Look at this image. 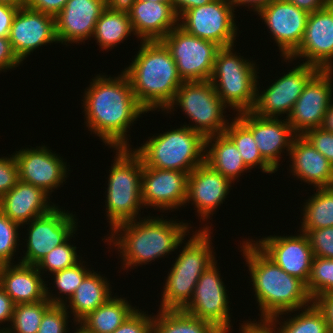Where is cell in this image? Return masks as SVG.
Here are the masks:
<instances>
[{
  "label": "cell",
  "mask_w": 333,
  "mask_h": 333,
  "mask_svg": "<svg viewBox=\"0 0 333 333\" xmlns=\"http://www.w3.org/2000/svg\"><path fill=\"white\" fill-rule=\"evenodd\" d=\"M97 74L83 95L88 130L110 148H130V126L147 111L138 103L126 74ZM129 129V130H128Z\"/></svg>",
  "instance_id": "obj_1"
},
{
  "label": "cell",
  "mask_w": 333,
  "mask_h": 333,
  "mask_svg": "<svg viewBox=\"0 0 333 333\" xmlns=\"http://www.w3.org/2000/svg\"><path fill=\"white\" fill-rule=\"evenodd\" d=\"M241 252L250 272L255 300L261 312V320L247 322L265 323L271 318L309 306L313 303L306 283L287 274L269 259L252 239L240 243ZM256 321V322H255Z\"/></svg>",
  "instance_id": "obj_2"
},
{
  "label": "cell",
  "mask_w": 333,
  "mask_h": 333,
  "mask_svg": "<svg viewBox=\"0 0 333 333\" xmlns=\"http://www.w3.org/2000/svg\"><path fill=\"white\" fill-rule=\"evenodd\" d=\"M179 222V223H178ZM188 223L168 220L163 217L145 216L114 227L105 242L117 247L125 270L142 266L171 254L190 233ZM119 233V234H118ZM116 236V237H115ZM181 244V245H180ZM120 249V250H119Z\"/></svg>",
  "instance_id": "obj_3"
},
{
  "label": "cell",
  "mask_w": 333,
  "mask_h": 333,
  "mask_svg": "<svg viewBox=\"0 0 333 333\" xmlns=\"http://www.w3.org/2000/svg\"><path fill=\"white\" fill-rule=\"evenodd\" d=\"M139 51L122 70L138 103L148 111L163 112L183 84L170 51L161 40L140 41Z\"/></svg>",
  "instance_id": "obj_4"
},
{
  "label": "cell",
  "mask_w": 333,
  "mask_h": 333,
  "mask_svg": "<svg viewBox=\"0 0 333 333\" xmlns=\"http://www.w3.org/2000/svg\"><path fill=\"white\" fill-rule=\"evenodd\" d=\"M211 227L205 225L192 231V236L182 246L167 274L159 310H182L192 299L201 274L216 260L210 240Z\"/></svg>",
  "instance_id": "obj_5"
},
{
  "label": "cell",
  "mask_w": 333,
  "mask_h": 333,
  "mask_svg": "<svg viewBox=\"0 0 333 333\" xmlns=\"http://www.w3.org/2000/svg\"><path fill=\"white\" fill-rule=\"evenodd\" d=\"M115 150L105 192V211L111 230L121 223L138 220L139 211L144 208L141 201L144 163L132 147Z\"/></svg>",
  "instance_id": "obj_6"
},
{
  "label": "cell",
  "mask_w": 333,
  "mask_h": 333,
  "mask_svg": "<svg viewBox=\"0 0 333 333\" xmlns=\"http://www.w3.org/2000/svg\"><path fill=\"white\" fill-rule=\"evenodd\" d=\"M156 135L133 149L145 166L191 173L205 162V138L184 124Z\"/></svg>",
  "instance_id": "obj_7"
},
{
  "label": "cell",
  "mask_w": 333,
  "mask_h": 333,
  "mask_svg": "<svg viewBox=\"0 0 333 333\" xmlns=\"http://www.w3.org/2000/svg\"><path fill=\"white\" fill-rule=\"evenodd\" d=\"M235 46L221 47L215 58L210 82L227 107L237 113L251 111L259 86L256 63L237 55Z\"/></svg>",
  "instance_id": "obj_8"
},
{
  "label": "cell",
  "mask_w": 333,
  "mask_h": 333,
  "mask_svg": "<svg viewBox=\"0 0 333 333\" xmlns=\"http://www.w3.org/2000/svg\"><path fill=\"white\" fill-rule=\"evenodd\" d=\"M177 105L193 122V125L189 123L184 126L200 133L204 138L223 134L229 124V120L223 115L227 106L216 94L209 80L183 82L164 113L174 111Z\"/></svg>",
  "instance_id": "obj_9"
},
{
  "label": "cell",
  "mask_w": 333,
  "mask_h": 333,
  "mask_svg": "<svg viewBox=\"0 0 333 333\" xmlns=\"http://www.w3.org/2000/svg\"><path fill=\"white\" fill-rule=\"evenodd\" d=\"M171 53L184 82L210 80L220 47L177 26L161 40Z\"/></svg>",
  "instance_id": "obj_10"
},
{
  "label": "cell",
  "mask_w": 333,
  "mask_h": 333,
  "mask_svg": "<svg viewBox=\"0 0 333 333\" xmlns=\"http://www.w3.org/2000/svg\"><path fill=\"white\" fill-rule=\"evenodd\" d=\"M229 0L210 3L187 10L178 18V26L190 35L216 43L220 48L234 46L238 27Z\"/></svg>",
  "instance_id": "obj_11"
},
{
  "label": "cell",
  "mask_w": 333,
  "mask_h": 333,
  "mask_svg": "<svg viewBox=\"0 0 333 333\" xmlns=\"http://www.w3.org/2000/svg\"><path fill=\"white\" fill-rule=\"evenodd\" d=\"M68 212L55 206L48 213L26 223L29 225L25 239L27 250L18 262L36 266L53 248L77 231L78 220L75 214Z\"/></svg>",
  "instance_id": "obj_12"
},
{
  "label": "cell",
  "mask_w": 333,
  "mask_h": 333,
  "mask_svg": "<svg viewBox=\"0 0 333 333\" xmlns=\"http://www.w3.org/2000/svg\"><path fill=\"white\" fill-rule=\"evenodd\" d=\"M216 265L215 260L201 274L192 299L182 310L201 320L211 322L222 333H230L233 325L230 323L229 297L226 292L228 290Z\"/></svg>",
  "instance_id": "obj_13"
},
{
  "label": "cell",
  "mask_w": 333,
  "mask_h": 333,
  "mask_svg": "<svg viewBox=\"0 0 333 333\" xmlns=\"http://www.w3.org/2000/svg\"><path fill=\"white\" fill-rule=\"evenodd\" d=\"M298 63L266 90H258L260 86L256 88L252 113L265 118H280L278 116L286 113V118L288 117L308 80L319 70L315 66Z\"/></svg>",
  "instance_id": "obj_14"
},
{
  "label": "cell",
  "mask_w": 333,
  "mask_h": 333,
  "mask_svg": "<svg viewBox=\"0 0 333 333\" xmlns=\"http://www.w3.org/2000/svg\"><path fill=\"white\" fill-rule=\"evenodd\" d=\"M333 70H318L307 82L287 122L297 135L313 128H321L333 101Z\"/></svg>",
  "instance_id": "obj_15"
},
{
  "label": "cell",
  "mask_w": 333,
  "mask_h": 333,
  "mask_svg": "<svg viewBox=\"0 0 333 333\" xmlns=\"http://www.w3.org/2000/svg\"><path fill=\"white\" fill-rule=\"evenodd\" d=\"M14 157L19 180L41 188L49 197L66 181L70 171L67 162L45 145L20 149Z\"/></svg>",
  "instance_id": "obj_16"
},
{
  "label": "cell",
  "mask_w": 333,
  "mask_h": 333,
  "mask_svg": "<svg viewBox=\"0 0 333 333\" xmlns=\"http://www.w3.org/2000/svg\"><path fill=\"white\" fill-rule=\"evenodd\" d=\"M304 58L319 70H333V5L309 13L300 46L285 62ZM288 60V61H287Z\"/></svg>",
  "instance_id": "obj_17"
},
{
  "label": "cell",
  "mask_w": 333,
  "mask_h": 333,
  "mask_svg": "<svg viewBox=\"0 0 333 333\" xmlns=\"http://www.w3.org/2000/svg\"><path fill=\"white\" fill-rule=\"evenodd\" d=\"M256 14L267 25L283 58L300 46L309 16L307 11L287 0H273Z\"/></svg>",
  "instance_id": "obj_18"
},
{
  "label": "cell",
  "mask_w": 333,
  "mask_h": 333,
  "mask_svg": "<svg viewBox=\"0 0 333 333\" xmlns=\"http://www.w3.org/2000/svg\"><path fill=\"white\" fill-rule=\"evenodd\" d=\"M252 242L287 274L308 282L314 258L305 233L288 236H267Z\"/></svg>",
  "instance_id": "obj_19"
},
{
  "label": "cell",
  "mask_w": 333,
  "mask_h": 333,
  "mask_svg": "<svg viewBox=\"0 0 333 333\" xmlns=\"http://www.w3.org/2000/svg\"><path fill=\"white\" fill-rule=\"evenodd\" d=\"M189 173L162 170L143 165L141 177V201L144 207L162 212L185 207Z\"/></svg>",
  "instance_id": "obj_20"
},
{
  "label": "cell",
  "mask_w": 333,
  "mask_h": 333,
  "mask_svg": "<svg viewBox=\"0 0 333 333\" xmlns=\"http://www.w3.org/2000/svg\"><path fill=\"white\" fill-rule=\"evenodd\" d=\"M9 41L18 59L23 61L39 47L58 43L55 17L22 7L16 12L9 34Z\"/></svg>",
  "instance_id": "obj_21"
},
{
  "label": "cell",
  "mask_w": 333,
  "mask_h": 333,
  "mask_svg": "<svg viewBox=\"0 0 333 333\" xmlns=\"http://www.w3.org/2000/svg\"><path fill=\"white\" fill-rule=\"evenodd\" d=\"M236 117L252 132L262 158L277 172L281 153L286 149L289 155L297 136L287 119L265 118L251 111L237 113Z\"/></svg>",
  "instance_id": "obj_22"
},
{
  "label": "cell",
  "mask_w": 333,
  "mask_h": 333,
  "mask_svg": "<svg viewBox=\"0 0 333 333\" xmlns=\"http://www.w3.org/2000/svg\"><path fill=\"white\" fill-rule=\"evenodd\" d=\"M106 8L105 0H68L55 16L58 43L79 44L93 38L96 23Z\"/></svg>",
  "instance_id": "obj_23"
},
{
  "label": "cell",
  "mask_w": 333,
  "mask_h": 333,
  "mask_svg": "<svg viewBox=\"0 0 333 333\" xmlns=\"http://www.w3.org/2000/svg\"><path fill=\"white\" fill-rule=\"evenodd\" d=\"M232 182L212 169L207 163L197 166L188 175L186 203L197 209V216L205 221L213 216L217 207L225 202ZM214 212V213H213Z\"/></svg>",
  "instance_id": "obj_24"
},
{
  "label": "cell",
  "mask_w": 333,
  "mask_h": 333,
  "mask_svg": "<svg viewBox=\"0 0 333 333\" xmlns=\"http://www.w3.org/2000/svg\"><path fill=\"white\" fill-rule=\"evenodd\" d=\"M126 10L133 34L141 41L162 40L178 26V16L171 2L133 0Z\"/></svg>",
  "instance_id": "obj_25"
},
{
  "label": "cell",
  "mask_w": 333,
  "mask_h": 333,
  "mask_svg": "<svg viewBox=\"0 0 333 333\" xmlns=\"http://www.w3.org/2000/svg\"><path fill=\"white\" fill-rule=\"evenodd\" d=\"M290 173L314 188L333 187V165L303 136L297 135L289 152Z\"/></svg>",
  "instance_id": "obj_26"
},
{
  "label": "cell",
  "mask_w": 333,
  "mask_h": 333,
  "mask_svg": "<svg viewBox=\"0 0 333 333\" xmlns=\"http://www.w3.org/2000/svg\"><path fill=\"white\" fill-rule=\"evenodd\" d=\"M41 188L22 181L0 198V211L21 227L32 219L48 213L56 204Z\"/></svg>",
  "instance_id": "obj_27"
},
{
  "label": "cell",
  "mask_w": 333,
  "mask_h": 333,
  "mask_svg": "<svg viewBox=\"0 0 333 333\" xmlns=\"http://www.w3.org/2000/svg\"><path fill=\"white\" fill-rule=\"evenodd\" d=\"M45 282L35 265L21 262L0 265V286L14 304L45 300L48 286Z\"/></svg>",
  "instance_id": "obj_28"
},
{
  "label": "cell",
  "mask_w": 333,
  "mask_h": 333,
  "mask_svg": "<svg viewBox=\"0 0 333 333\" xmlns=\"http://www.w3.org/2000/svg\"><path fill=\"white\" fill-rule=\"evenodd\" d=\"M102 276L92 270L69 299V304H64L67 311L74 316L72 320L77 326L90 312H93L112 297V289L108 278Z\"/></svg>",
  "instance_id": "obj_29"
},
{
  "label": "cell",
  "mask_w": 333,
  "mask_h": 333,
  "mask_svg": "<svg viewBox=\"0 0 333 333\" xmlns=\"http://www.w3.org/2000/svg\"><path fill=\"white\" fill-rule=\"evenodd\" d=\"M205 163L233 184L242 176L241 173L250 171L236 145L225 133L205 138Z\"/></svg>",
  "instance_id": "obj_30"
},
{
  "label": "cell",
  "mask_w": 333,
  "mask_h": 333,
  "mask_svg": "<svg viewBox=\"0 0 333 333\" xmlns=\"http://www.w3.org/2000/svg\"><path fill=\"white\" fill-rule=\"evenodd\" d=\"M125 299L110 297L78 323V330L82 333H112L137 309Z\"/></svg>",
  "instance_id": "obj_31"
},
{
  "label": "cell",
  "mask_w": 333,
  "mask_h": 333,
  "mask_svg": "<svg viewBox=\"0 0 333 333\" xmlns=\"http://www.w3.org/2000/svg\"><path fill=\"white\" fill-rule=\"evenodd\" d=\"M133 32L126 8L107 7L99 17L93 37L101 50L113 49Z\"/></svg>",
  "instance_id": "obj_32"
},
{
  "label": "cell",
  "mask_w": 333,
  "mask_h": 333,
  "mask_svg": "<svg viewBox=\"0 0 333 333\" xmlns=\"http://www.w3.org/2000/svg\"><path fill=\"white\" fill-rule=\"evenodd\" d=\"M296 311H299V313L292 315L293 317L289 316L283 322H279L282 315H287L288 313L291 315V313H295ZM300 311L302 312L300 313ZM280 315L264 323L272 333H330L325 316L314 302L307 307Z\"/></svg>",
  "instance_id": "obj_33"
},
{
  "label": "cell",
  "mask_w": 333,
  "mask_h": 333,
  "mask_svg": "<svg viewBox=\"0 0 333 333\" xmlns=\"http://www.w3.org/2000/svg\"><path fill=\"white\" fill-rule=\"evenodd\" d=\"M153 333H222L211 322L183 310H159L153 316Z\"/></svg>",
  "instance_id": "obj_34"
},
{
  "label": "cell",
  "mask_w": 333,
  "mask_h": 333,
  "mask_svg": "<svg viewBox=\"0 0 333 333\" xmlns=\"http://www.w3.org/2000/svg\"><path fill=\"white\" fill-rule=\"evenodd\" d=\"M317 190L303 205L299 231L333 227V187L315 188Z\"/></svg>",
  "instance_id": "obj_35"
},
{
  "label": "cell",
  "mask_w": 333,
  "mask_h": 333,
  "mask_svg": "<svg viewBox=\"0 0 333 333\" xmlns=\"http://www.w3.org/2000/svg\"><path fill=\"white\" fill-rule=\"evenodd\" d=\"M230 122L224 133L236 145L245 166L250 170L259 166L258 169L264 173H275L276 171L262 158L252 132L237 117L232 118Z\"/></svg>",
  "instance_id": "obj_36"
},
{
  "label": "cell",
  "mask_w": 333,
  "mask_h": 333,
  "mask_svg": "<svg viewBox=\"0 0 333 333\" xmlns=\"http://www.w3.org/2000/svg\"><path fill=\"white\" fill-rule=\"evenodd\" d=\"M52 305L47 298L35 303L15 304L11 326L3 327L0 333H37L44 313Z\"/></svg>",
  "instance_id": "obj_37"
},
{
  "label": "cell",
  "mask_w": 333,
  "mask_h": 333,
  "mask_svg": "<svg viewBox=\"0 0 333 333\" xmlns=\"http://www.w3.org/2000/svg\"><path fill=\"white\" fill-rule=\"evenodd\" d=\"M86 263L84 261H80L79 263L71 266L69 268H65L62 271H58L53 273V280H54V288L56 287L58 291V296L52 294L51 290H48L49 287H46V298L53 304V305H64L69 301V299L73 296L78 286L82 283L84 278L91 272V270L85 267ZM64 294V296L62 295ZM61 295V296H60ZM65 301H64V300Z\"/></svg>",
  "instance_id": "obj_38"
},
{
  "label": "cell",
  "mask_w": 333,
  "mask_h": 333,
  "mask_svg": "<svg viewBox=\"0 0 333 333\" xmlns=\"http://www.w3.org/2000/svg\"><path fill=\"white\" fill-rule=\"evenodd\" d=\"M75 233L76 231L64 243L53 248L36 265L42 275L43 273H46V271L51 272L52 274L62 271L63 269L74 266L82 261V257L80 259L77 255V247L68 242L72 239Z\"/></svg>",
  "instance_id": "obj_39"
},
{
  "label": "cell",
  "mask_w": 333,
  "mask_h": 333,
  "mask_svg": "<svg viewBox=\"0 0 333 333\" xmlns=\"http://www.w3.org/2000/svg\"><path fill=\"white\" fill-rule=\"evenodd\" d=\"M306 286L313 300L320 295L333 292V259L314 256Z\"/></svg>",
  "instance_id": "obj_40"
},
{
  "label": "cell",
  "mask_w": 333,
  "mask_h": 333,
  "mask_svg": "<svg viewBox=\"0 0 333 333\" xmlns=\"http://www.w3.org/2000/svg\"><path fill=\"white\" fill-rule=\"evenodd\" d=\"M19 228L18 223L11 221L0 211V265L14 264L13 256L20 245Z\"/></svg>",
  "instance_id": "obj_41"
},
{
  "label": "cell",
  "mask_w": 333,
  "mask_h": 333,
  "mask_svg": "<svg viewBox=\"0 0 333 333\" xmlns=\"http://www.w3.org/2000/svg\"><path fill=\"white\" fill-rule=\"evenodd\" d=\"M68 314L64 305H52L44 313L37 333H67Z\"/></svg>",
  "instance_id": "obj_42"
},
{
  "label": "cell",
  "mask_w": 333,
  "mask_h": 333,
  "mask_svg": "<svg viewBox=\"0 0 333 333\" xmlns=\"http://www.w3.org/2000/svg\"><path fill=\"white\" fill-rule=\"evenodd\" d=\"M300 232L308 236L315 257L333 259V227Z\"/></svg>",
  "instance_id": "obj_43"
},
{
  "label": "cell",
  "mask_w": 333,
  "mask_h": 333,
  "mask_svg": "<svg viewBox=\"0 0 333 333\" xmlns=\"http://www.w3.org/2000/svg\"><path fill=\"white\" fill-rule=\"evenodd\" d=\"M112 333H153V315L136 309Z\"/></svg>",
  "instance_id": "obj_44"
},
{
  "label": "cell",
  "mask_w": 333,
  "mask_h": 333,
  "mask_svg": "<svg viewBox=\"0 0 333 333\" xmlns=\"http://www.w3.org/2000/svg\"><path fill=\"white\" fill-rule=\"evenodd\" d=\"M303 136L333 165V132L321 128L306 131Z\"/></svg>",
  "instance_id": "obj_45"
},
{
  "label": "cell",
  "mask_w": 333,
  "mask_h": 333,
  "mask_svg": "<svg viewBox=\"0 0 333 333\" xmlns=\"http://www.w3.org/2000/svg\"><path fill=\"white\" fill-rule=\"evenodd\" d=\"M10 157H0V198L19 181L18 166L14 153Z\"/></svg>",
  "instance_id": "obj_46"
},
{
  "label": "cell",
  "mask_w": 333,
  "mask_h": 333,
  "mask_svg": "<svg viewBox=\"0 0 333 333\" xmlns=\"http://www.w3.org/2000/svg\"><path fill=\"white\" fill-rule=\"evenodd\" d=\"M8 37H0V71L14 69L21 65Z\"/></svg>",
  "instance_id": "obj_47"
},
{
  "label": "cell",
  "mask_w": 333,
  "mask_h": 333,
  "mask_svg": "<svg viewBox=\"0 0 333 333\" xmlns=\"http://www.w3.org/2000/svg\"><path fill=\"white\" fill-rule=\"evenodd\" d=\"M68 0H27L26 7L38 12L56 16Z\"/></svg>",
  "instance_id": "obj_48"
},
{
  "label": "cell",
  "mask_w": 333,
  "mask_h": 333,
  "mask_svg": "<svg viewBox=\"0 0 333 333\" xmlns=\"http://www.w3.org/2000/svg\"><path fill=\"white\" fill-rule=\"evenodd\" d=\"M325 316L328 329L333 333V292L318 296L313 300Z\"/></svg>",
  "instance_id": "obj_49"
},
{
  "label": "cell",
  "mask_w": 333,
  "mask_h": 333,
  "mask_svg": "<svg viewBox=\"0 0 333 333\" xmlns=\"http://www.w3.org/2000/svg\"><path fill=\"white\" fill-rule=\"evenodd\" d=\"M18 7L0 3V37H9L13 18Z\"/></svg>",
  "instance_id": "obj_50"
},
{
  "label": "cell",
  "mask_w": 333,
  "mask_h": 333,
  "mask_svg": "<svg viewBox=\"0 0 333 333\" xmlns=\"http://www.w3.org/2000/svg\"><path fill=\"white\" fill-rule=\"evenodd\" d=\"M14 303L10 296L0 286V325L10 322L13 317Z\"/></svg>",
  "instance_id": "obj_51"
},
{
  "label": "cell",
  "mask_w": 333,
  "mask_h": 333,
  "mask_svg": "<svg viewBox=\"0 0 333 333\" xmlns=\"http://www.w3.org/2000/svg\"><path fill=\"white\" fill-rule=\"evenodd\" d=\"M211 1L212 0H171V5L179 18L187 10L206 5Z\"/></svg>",
  "instance_id": "obj_52"
},
{
  "label": "cell",
  "mask_w": 333,
  "mask_h": 333,
  "mask_svg": "<svg viewBox=\"0 0 333 333\" xmlns=\"http://www.w3.org/2000/svg\"><path fill=\"white\" fill-rule=\"evenodd\" d=\"M287 1L296 5L298 8L307 11L308 13L321 10L329 5L327 3V0H287Z\"/></svg>",
  "instance_id": "obj_53"
},
{
  "label": "cell",
  "mask_w": 333,
  "mask_h": 333,
  "mask_svg": "<svg viewBox=\"0 0 333 333\" xmlns=\"http://www.w3.org/2000/svg\"><path fill=\"white\" fill-rule=\"evenodd\" d=\"M272 1L273 0H229L234 9H236L235 7L245 5L246 7L248 6V9L251 7L252 10L257 13L265 6L269 5Z\"/></svg>",
  "instance_id": "obj_54"
},
{
  "label": "cell",
  "mask_w": 333,
  "mask_h": 333,
  "mask_svg": "<svg viewBox=\"0 0 333 333\" xmlns=\"http://www.w3.org/2000/svg\"><path fill=\"white\" fill-rule=\"evenodd\" d=\"M240 327V333H272L264 323L244 321Z\"/></svg>",
  "instance_id": "obj_55"
},
{
  "label": "cell",
  "mask_w": 333,
  "mask_h": 333,
  "mask_svg": "<svg viewBox=\"0 0 333 333\" xmlns=\"http://www.w3.org/2000/svg\"><path fill=\"white\" fill-rule=\"evenodd\" d=\"M322 128L326 131L333 132V101L327 110Z\"/></svg>",
  "instance_id": "obj_56"
},
{
  "label": "cell",
  "mask_w": 333,
  "mask_h": 333,
  "mask_svg": "<svg viewBox=\"0 0 333 333\" xmlns=\"http://www.w3.org/2000/svg\"><path fill=\"white\" fill-rule=\"evenodd\" d=\"M107 7L126 8L133 0H105Z\"/></svg>",
  "instance_id": "obj_57"
},
{
  "label": "cell",
  "mask_w": 333,
  "mask_h": 333,
  "mask_svg": "<svg viewBox=\"0 0 333 333\" xmlns=\"http://www.w3.org/2000/svg\"><path fill=\"white\" fill-rule=\"evenodd\" d=\"M26 1L27 0H0V3L22 8L26 6Z\"/></svg>",
  "instance_id": "obj_58"
},
{
  "label": "cell",
  "mask_w": 333,
  "mask_h": 333,
  "mask_svg": "<svg viewBox=\"0 0 333 333\" xmlns=\"http://www.w3.org/2000/svg\"><path fill=\"white\" fill-rule=\"evenodd\" d=\"M141 1H153V2H171V0H141Z\"/></svg>",
  "instance_id": "obj_59"
},
{
  "label": "cell",
  "mask_w": 333,
  "mask_h": 333,
  "mask_svg": "<svg viewBox=\"0 0 333 333\" xmlns=\"http://www.w3.org/2000/svg\"><path fill=\"white\" fill-rule=\"evenodd\" d=\"M327 3H328L329 5H333V0H327Z\"/></svg>",
  "instance_id": "obj_60"
},
{
  "label": "cell",
  "mask_w": 333,
  "mask_h": 333,
  "mask_svg": "<svg viewBox=\"0 0 333 333\" xmlns=\"http://www.w3.org/2000/svg\"><path fill=\"white\" fill-rule=\"evenodd\" d=\"M74 333H82V332L79 331L78 328L76 327V331Z\"/></svg>",
  "instance_id": "obj_61"
}]
</instances>
